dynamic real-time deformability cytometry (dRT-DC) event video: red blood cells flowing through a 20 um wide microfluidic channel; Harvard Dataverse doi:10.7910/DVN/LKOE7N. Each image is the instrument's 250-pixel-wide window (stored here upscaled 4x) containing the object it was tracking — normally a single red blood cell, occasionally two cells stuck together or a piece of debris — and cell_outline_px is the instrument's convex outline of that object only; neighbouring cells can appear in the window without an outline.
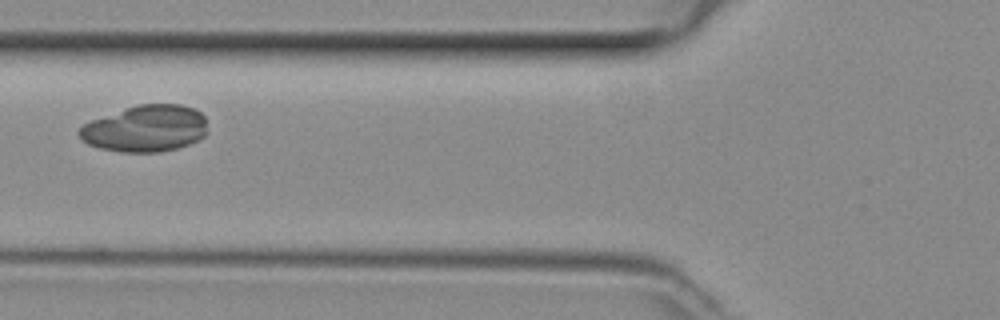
{"species": "common noctule bat (a hibernating species)", "species_latin": "Nyctalus noctula", "temperature_condition": "room temperature", "stored_images_in_passage": 35, "camera_frame_rate_fps": 3000, "um_per_image_px": 0.085, "animal": {"sex": "female", "body_mass_g": 29.2, "forearm_length_mm": 56.3}, "frame": {"image": 1, "passage_image": 5, "time_ms": 1.333, "image_size_px": [1000, 320], "cell_outline_px": [[208, 132], [204, 136], [188, 144], [176, 148], [160, 152], [124, 152], [100, 148], [88, 144], [80, 140], [76, 132], [84, 124], [92, 120], [136, 104], [180, 104], [196, 108], [204, 116]], "centroid_in_image_um": [12.36, 10.92], "position_along_channel_um": 113.4, "area_um2": 34.97}}
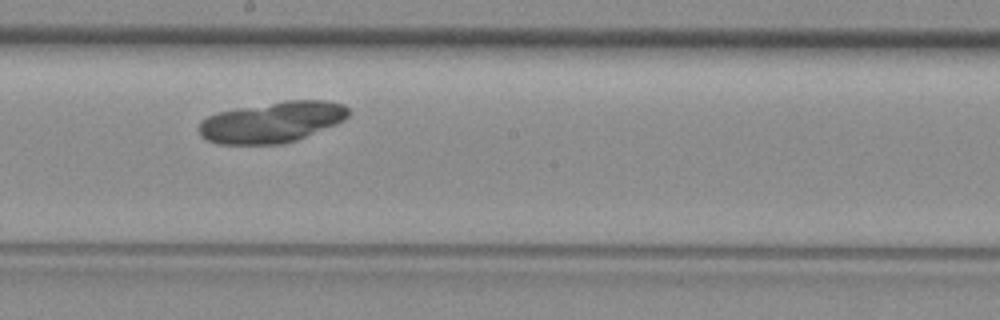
{"frame": {"image": 2, "passage_image": 13, "time_ms": 4.0, "image_size_px": [1000, 320], "cell_outline_px": [[348, 116], [344, 120], [336, 124], [296, 140], [280, 144], [220, 144], [208, 140], [200, 136], [200, 120], [216, 112], [284, 100], [328, 100], [344, 104], [348, 108]], "centroid_in_image_um": [23.13, 10.37], "position_along_channel_um": 225.1, "area_um2": 35.6}}
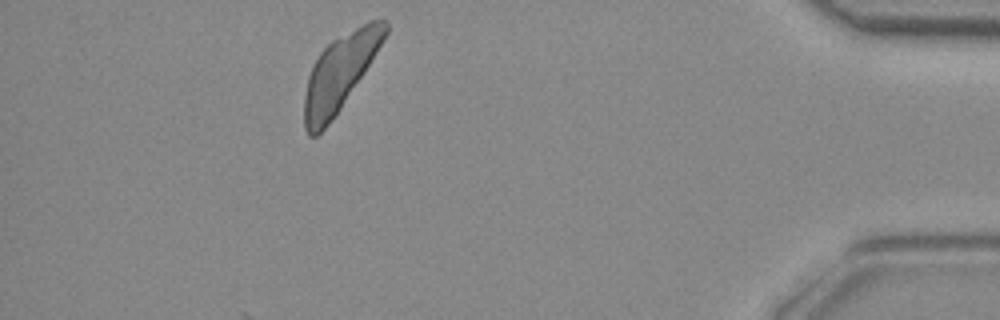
{"frame": {"image": 3, "passage_image": 30, "time_ms": 9.667, "image_size_px": [1000, 320], "cell_outline_px": [[388, 32], [384, 40], [364, 72], [340, 108], [328, 124], [316, 136], [308, 136], [304, 128], [304, 96], [308, 76], [320, 52], [332, 40], [368, 20], [388, 20]], "centroid_in_image_um": [28.88, 6.16], "position_along_channel_um": 406.3, "area_um2": 35.03}}